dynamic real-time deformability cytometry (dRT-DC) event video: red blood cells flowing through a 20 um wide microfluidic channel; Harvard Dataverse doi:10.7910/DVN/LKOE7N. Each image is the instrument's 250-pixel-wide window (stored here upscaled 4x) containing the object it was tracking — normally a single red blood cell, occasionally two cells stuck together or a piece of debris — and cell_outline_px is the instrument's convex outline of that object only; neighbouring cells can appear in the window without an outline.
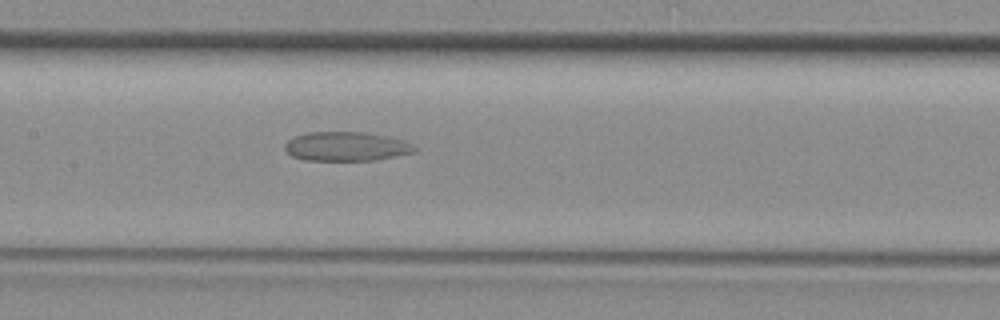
{"species": "common noctule bat (a hibernating species)", "species_latin": "Nyctalus noctula", "temperature_condition": "room temperature", "stored_images_in_passage": 40, "camera_frame_rate_fps": 3000, "um_per_image_px": 0.085, "animal": {"sex": "female", "body_mass_g": 29.2, "forearm_length_mm": 56.3}, "frame": {"image": 1, "passage_image": 17, "time_ms": 5.333, "image_size_px": [1000, 320], "cell_outline_px": [[416, 152], [372, 160], [304, 160], [292, 156], [284, 148], [284, 144], [288, 140], [296, 136], [308, 132], [364, 132], [388, 136], [404, 140], [412, 144], [416, 148]], "centroid_in_image_um": [29.43, 12.44], "position_along_channel_um": 178.0, "area_um2": 21.96}}
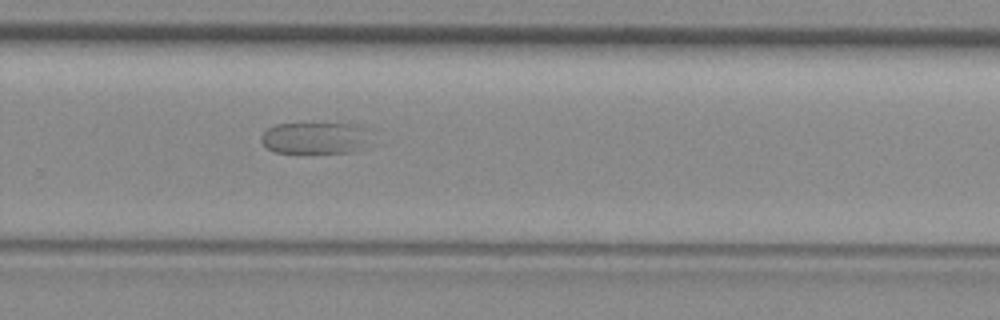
{"frame": {"image": 2, "passage_image": 25, "time_ms": 8.0, "image_size_px": [1000, 320], "cell_outline_px": [[376, 132], [364, 148], [352, 152], [276, 152], [268, 148], [260, 140], [260, 136], [268, 128], [276, 124], [348, 124], [368, 128]], "centroid_in_image_um": [26.89, 11.72], "position_along_channel_um": 302.9, "area_um2": 20.46}}
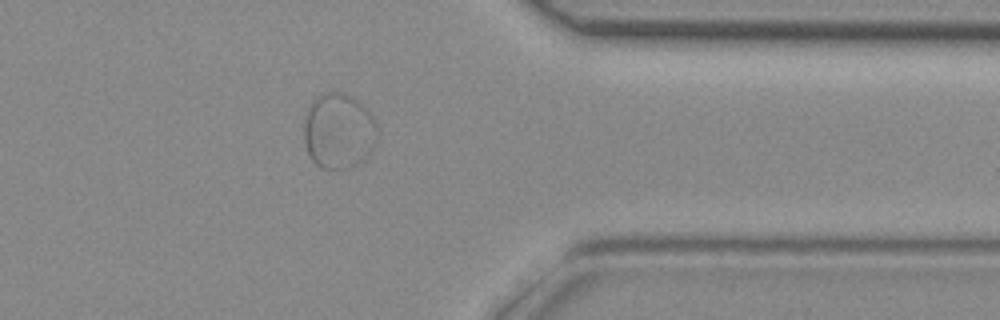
{"frame": {"image": 3, "passage_image": 31, "time_ms": 10.0, "image_size_px": [1000, 320], "cell_outline_px": [[376, 140], [372, 148], [364, 160], [348, 168], [320, 168], [312, 160], [308, 152], [304, 140], [304, 124], [308, 108], [312, 100], [320, 92], [344, 92], [360, 100], [372, 116], [376, 124]], "centroid_in_image_um": [28.77, 11.1], "position_along_channel_um": 382.6, "area_um2": 32.43}}